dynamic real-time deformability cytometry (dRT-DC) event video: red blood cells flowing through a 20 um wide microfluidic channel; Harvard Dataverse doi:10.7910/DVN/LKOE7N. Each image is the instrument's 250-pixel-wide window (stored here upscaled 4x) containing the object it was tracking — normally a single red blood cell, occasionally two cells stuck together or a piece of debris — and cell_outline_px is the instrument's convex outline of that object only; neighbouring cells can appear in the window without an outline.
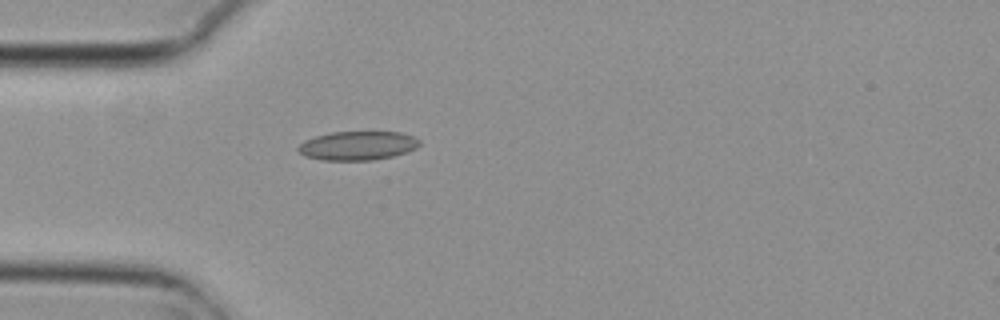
{"species": "common noctule bat (a hibernating species)", "species_latin": "Nyctalus noctula", "temperature_condition": "cold", "stored_images_in_passage": 5, "camera_frame_rate_fps": 3000, "um_per_image_px": 0.085, "animal": {"sex": "female", "body_mass_g": 29.2, "forearm_length_mm": 56.3}, "frame": {"image": 1, "passage_image": 5, "time_ms": 1.333, "image_size_px": [1000, 320], "cell_outline_px": [[420, 144], [416, 148], [392, 156], [372, 160], [320, 160], [304, 156], [296, 148], [304, 140], [316, 136], [332, 132], [400, 132], [412, 136], [420, 140]], "centroid_in_image_um": [30.37, 12.38], "position_along_channel_um": 54.6, "area_um2": 20.35}}